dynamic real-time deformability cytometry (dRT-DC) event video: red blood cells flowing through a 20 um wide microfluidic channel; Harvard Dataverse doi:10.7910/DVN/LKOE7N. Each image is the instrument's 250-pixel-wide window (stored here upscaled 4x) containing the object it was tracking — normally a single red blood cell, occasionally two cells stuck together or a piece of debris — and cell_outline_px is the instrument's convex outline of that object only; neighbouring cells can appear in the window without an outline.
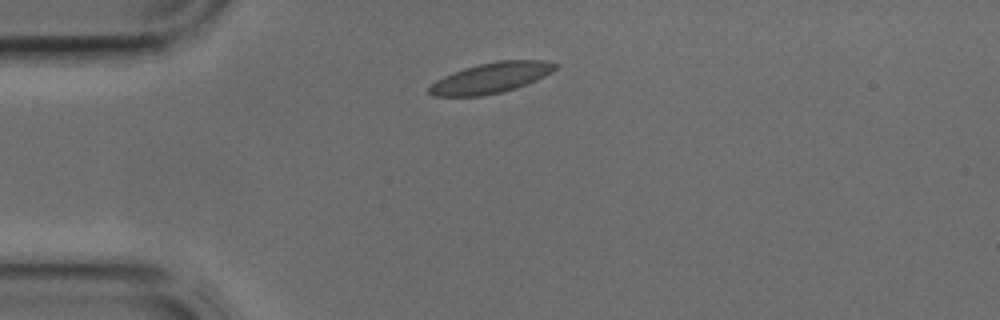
{"species": "common noctule bat (a hibernating species)", "species_latin": "Nyctalus noctula", "temperature_condition": "cold", "stored_images_in_passage": 2, "camera_frame_rate_fps": 3000, "um_per_image_px": 0.085, "animal": {"sex": "male", "body_mass_g": 17.9, "forearm_length_mm": 54.2}, "frame": {"image": 1, "passage_image": 1, "time_ms": 0.0, "image_size_px": [1000, 320], "cell_outline_px": [[560, 64], [552, 72], [536, 80], [516, 88], [500, 92], [480, 96], [432, 96], [428, 92], [428, 88], [436, 80], [452, 72], [464, 68], [496, 60], [540, 60]], "centroid_in_image_um": [41.73, 6.61], "position_along_channel_um": 43.3, "area_um2": 22.31}}